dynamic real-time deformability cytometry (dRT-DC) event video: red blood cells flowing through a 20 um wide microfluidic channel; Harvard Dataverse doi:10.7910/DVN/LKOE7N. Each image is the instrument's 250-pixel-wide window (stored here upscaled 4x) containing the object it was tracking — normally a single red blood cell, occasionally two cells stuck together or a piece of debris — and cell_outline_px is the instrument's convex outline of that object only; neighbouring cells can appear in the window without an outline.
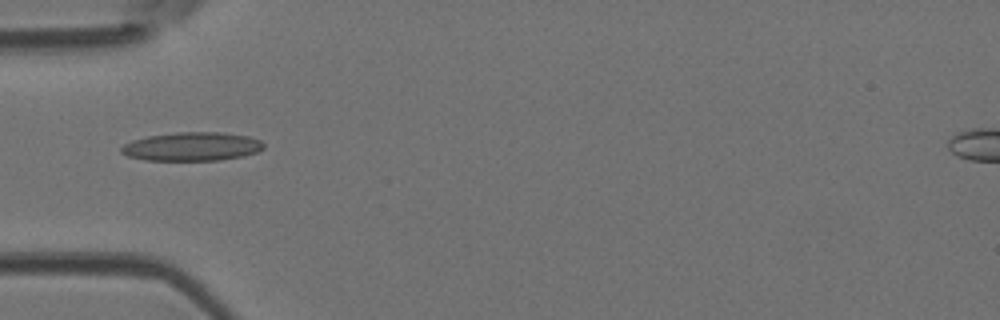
{"species": "Egyptian fruit bat (a non-hibernating species)", "species_latin": "Rousettus aegyptiacus", "temperature_condition": "room temperature", "stored_images_in_passage": 6, "camera_frame_rate_fps": 3000, "um_per_image_px": 0.085, "animal": {"sex": "female"}, "frame": {"image": 1, "passage_image": 5, "time_ms": 1.333, "image_size_px": [1000, 320], "cell_outline_px": [[264, 148], [260, 152], [244, 156], [220, 160], [144, 160], [128, 156], [120, 152], [120, 148], [124, 144], [132, 140], [148, 136], [176, 132], [220, 132], [248, 136], [260, 140], [264, 144]], "centroid_in_image_um": [16.33, 12.46], "position_along_channel_um": 68.7, "area_um2": 23.93}}
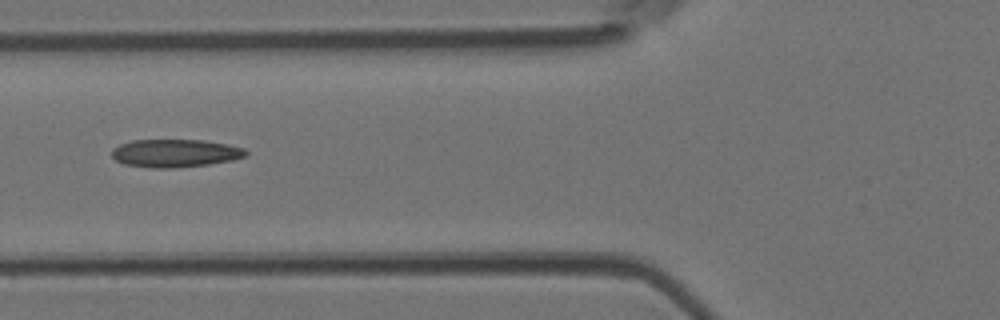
{"frame": {"image": 2, "passage_image": 6, "time_ms": 1.667, "image_size_px": [1000, 320], "cell_outline_px": [[248, 152], [244, 156], [232, 160], [208, 164], [172, 168], [152, 168], [124, 164], [116, 160], [112, 156], [112, 148], [120, 144], [132, 140], [204, 140], [228, 144], [244, 148]], "centroid_in_image_um": [14.87, 13.01], "position_along_channel_um": 110.9, "area_um2": 21.79}}